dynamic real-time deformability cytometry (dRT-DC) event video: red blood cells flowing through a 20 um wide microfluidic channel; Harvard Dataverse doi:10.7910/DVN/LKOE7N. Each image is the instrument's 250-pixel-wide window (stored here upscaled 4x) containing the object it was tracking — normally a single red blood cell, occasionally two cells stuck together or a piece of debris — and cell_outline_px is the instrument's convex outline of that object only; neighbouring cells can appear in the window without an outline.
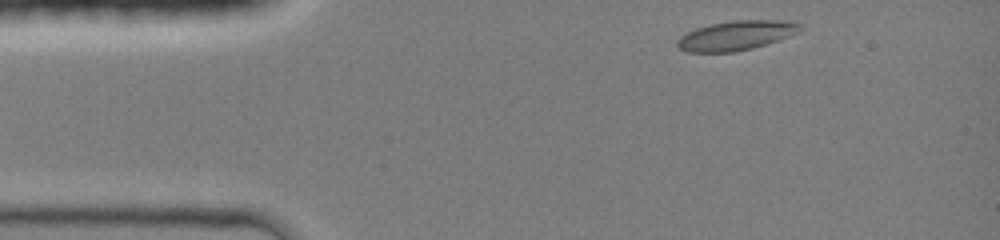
{"species": "common noctule bat (a hibernating species)", "species_latin": "Nyctalus noctula", "temperature_condition": "room temperature", "stored_images_in_passage": 35, "camera_frame_rate_fps": 3000, "um_per_image_px": 0.085, "animal": {"sex": "female", "body_mass_g": 19.0, "forearm_length_mm": 51.5}, "frame": {"image": 1, "passage_image": 1, "time_ms": 0.0, "image_size_px": [1000, 240], "cell_outline_px": [[800, 32], [752, 48], [732, 52], [688, 52], [680, 48], [676, 44], [676, 40], [680, 36], [696, 28], [708, 24], [732, 20], [788, 20], [800, 24]], "centroid_in_image_um": [62.54, 3.0], "position_along_channel_um": 22.5, "area_um2": 20.98}}
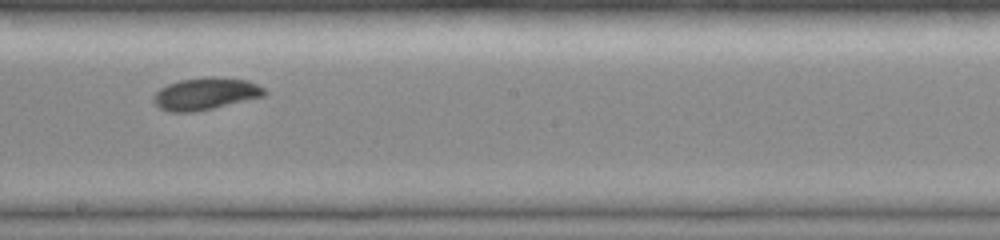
{"frame": {"image": 2, "passage_image": 20, "time_ms": 6.333, "image_size_px": [1000, 240], "cell_outline_px": [[268, 92], [264, 96], [212, 108], [192, 112], [168, 112], [160, 108], [152, 100], [152, 96], [160, 88], [168, 84], [180, 80], [208, 76], [212, 76], [248, 80], [264, 88]], "centroid_in_image_um": [17.45, 7.96], "position_along_channel_um": 230.7, "area_um2": 20.75}}
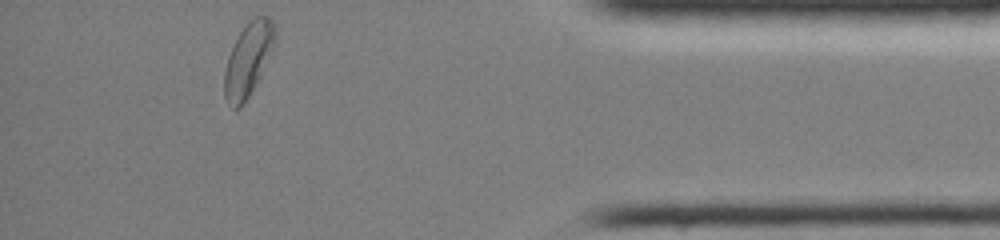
{"frame": {"image": 3, "passage_image": 35, "time_ms": 11.333, "image_size_px": [1000, 240], "cell_outline_px": [[276, 36], [272, 48], [260, 76], [244, 104], [240, 108], [232, 108], [224, 96], [224, 72], [228, 56], [240, 32], [248, 20], [256, 16], [268, 16], [272, 20], [276, 28]], "centroid_in_image_um": [21.09, 5.04], "position_along_channel_um": 414.1, "area_um2": 21.39}, "authors_computed_cell_mechanics": {"area_um2": 20.23, "velocity_mm_per_s": 4.2461, "shape_relaxation_time_tau1_ms": 3.2551, "shape_relaxation_time_tau2_ms": 4.0107, "deformation_change_tau1": 0.1463, "deformation_change_tau2": 0.0709}}